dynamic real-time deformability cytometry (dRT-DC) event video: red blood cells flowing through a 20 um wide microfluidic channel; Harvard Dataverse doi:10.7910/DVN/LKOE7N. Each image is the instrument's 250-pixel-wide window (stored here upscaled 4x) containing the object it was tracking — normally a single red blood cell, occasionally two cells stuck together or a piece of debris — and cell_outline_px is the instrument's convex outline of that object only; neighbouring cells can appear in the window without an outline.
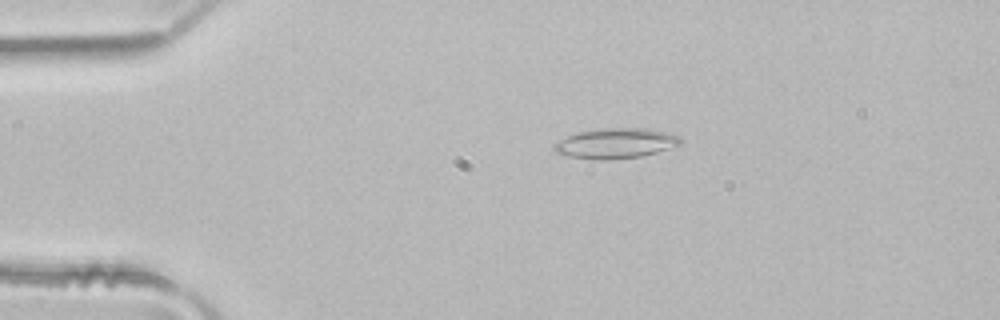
{"species": "common noctule bat (a hibernating species)", "species_latin": "Nyctalus noctula", "temperature_condition": "room temperature", "stored_images_in_passage": 3, "camera_frame_rate_fps": 3000, "um_per_image_px": 0.085, "animal": {"sex": "male", "body_mass_g": 21.5, "forearm_length_mm": 52.0}, "frame": {"image": 1, "passage_image": 2, "time_ms": 0.333, "image_size_px": [1000, 320], "cell_outline_px": [[680, 144], [656, 152], [640, 156], [612, 160], [592, 160], [568, 156], [556, 152], [552, 148], [552, 144], [568, 136], [580, 132], [604, 128], [648, 128], [668, 132], [680, 136]], "centroid_in_image_um": [52.31, 12.19], "position_along_channel_um": 32.7, "area_um2": 22.2}}